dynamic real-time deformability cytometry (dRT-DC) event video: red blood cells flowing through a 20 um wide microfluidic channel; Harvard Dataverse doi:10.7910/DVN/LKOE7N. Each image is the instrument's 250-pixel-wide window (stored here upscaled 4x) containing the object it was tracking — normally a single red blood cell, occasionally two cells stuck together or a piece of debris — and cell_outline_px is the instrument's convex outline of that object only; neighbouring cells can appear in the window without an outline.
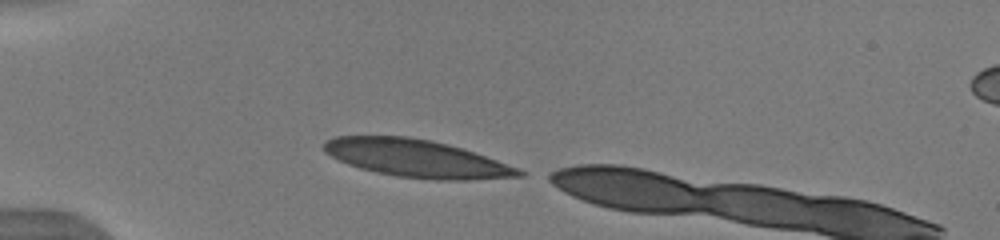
{"species": "human", "species_latin": "Homo sapiens", "temperature_condition": "warm", "stored_images_in_passage": 4, "camera_frame_rate_fps": 3000, "um_per_image_px": 0.085, "donor": {"sex": "male"}, "frame": {"image": 1, "passage_image": 1, "time_ms": 0.0, "image_size_px": [1000, 240], "cell_outline_px": [[528, 172], [524, 176], [468, 180], [436, 180], [396, 176], [376, 172], [360, 168], [348, 164], [324, 152], [324, 144], [328, 140], [336, 136], [408, 136], [432, 140], [464, 148], [520, 168]], "centroid_in_image_um": [35.48, 13.47], "position_along_channel_um": 49.5, "area_um2": 42.89}}